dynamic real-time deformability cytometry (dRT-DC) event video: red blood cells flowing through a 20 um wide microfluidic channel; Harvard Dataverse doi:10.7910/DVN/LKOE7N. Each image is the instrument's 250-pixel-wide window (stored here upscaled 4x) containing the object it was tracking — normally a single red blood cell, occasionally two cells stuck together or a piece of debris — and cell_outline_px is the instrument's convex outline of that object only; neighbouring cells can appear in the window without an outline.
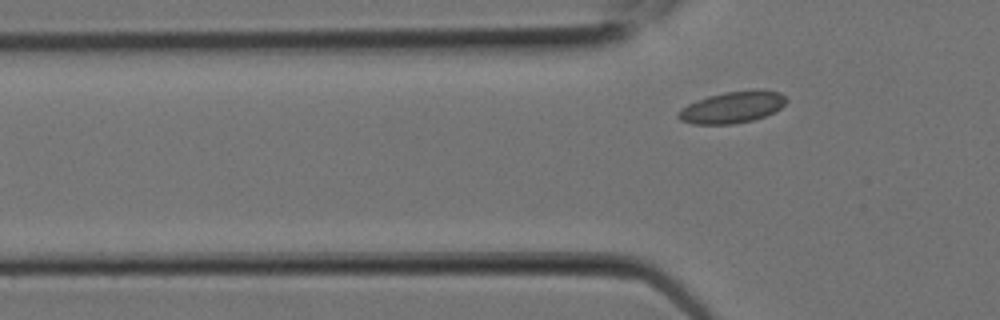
{"species": "Egyptian fruit bat (a non-hibernating species)", "species_latin": "Rousettus aegyptiacus", "temperature_condition": "room temperature", "stored_images_in_passage": 8, "camera_frame_rate_fps": 3000, "um_per_image_px": 0.085, "animal": {"sex": "female"}, "frame": {"image": 1, "passage_image": 8, "time_ms": 2.333, "image_size_px": [1000, 320], "cell_outline_px": [[788, 100], [776, 112], [752, 120], [732, 124], [692, 124], [680, 120], [676, 116], [676, 112], [680, 108], [688, 104], [708, 96], [724, 92], [756, 88], [780, 92]], "centroid_in_image_um": [62.24, 9.1], "position_along_channel_um": 63.6, "area_um2": 20.17}}